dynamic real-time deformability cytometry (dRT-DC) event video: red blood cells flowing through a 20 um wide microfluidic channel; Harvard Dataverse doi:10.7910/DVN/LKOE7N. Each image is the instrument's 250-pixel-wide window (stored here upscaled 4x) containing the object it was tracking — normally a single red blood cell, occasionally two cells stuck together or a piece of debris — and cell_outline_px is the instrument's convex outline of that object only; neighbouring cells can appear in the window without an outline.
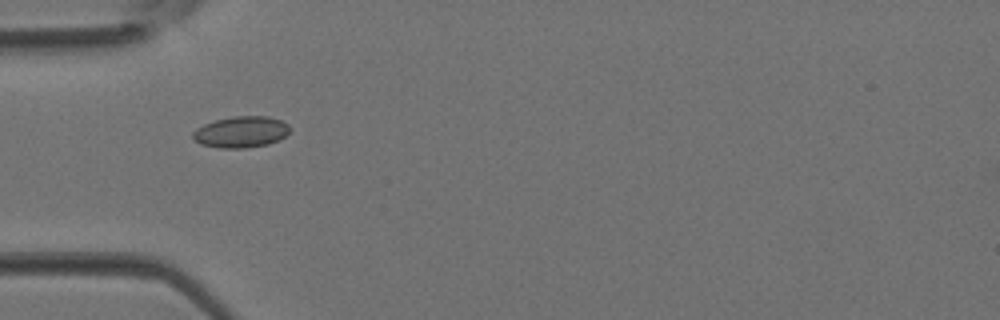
{"species": "Egyptian fruit bat (a non-hibernating species)", "species_latin": "Rousettus aegyptiacus", "temperature_condition": "room temperature", "stored_images_in_passage": 1, "camera_frame_rate_fps": 3000, "um_per_image_px": 0.085, "animal": {"sex": "female"}, "frame": {"image": 1, "passage_image": 1, "time_ms": 0.0, "image_size_px": [1000, 320], "cell_outline_px": [[292, 128], [284, 136], [268, 144], [244, 148], [220, 148], [200, 144], [192, 136], [192, 132], [196, 128], [204, 124], [216, 120], [232, 116], [268, 116], [280, 120], [288, 124]], "centroid_in_image_um": [20.48, 11.21], "position_along_channel_um": 64.5, "area_um2": 17.63}}